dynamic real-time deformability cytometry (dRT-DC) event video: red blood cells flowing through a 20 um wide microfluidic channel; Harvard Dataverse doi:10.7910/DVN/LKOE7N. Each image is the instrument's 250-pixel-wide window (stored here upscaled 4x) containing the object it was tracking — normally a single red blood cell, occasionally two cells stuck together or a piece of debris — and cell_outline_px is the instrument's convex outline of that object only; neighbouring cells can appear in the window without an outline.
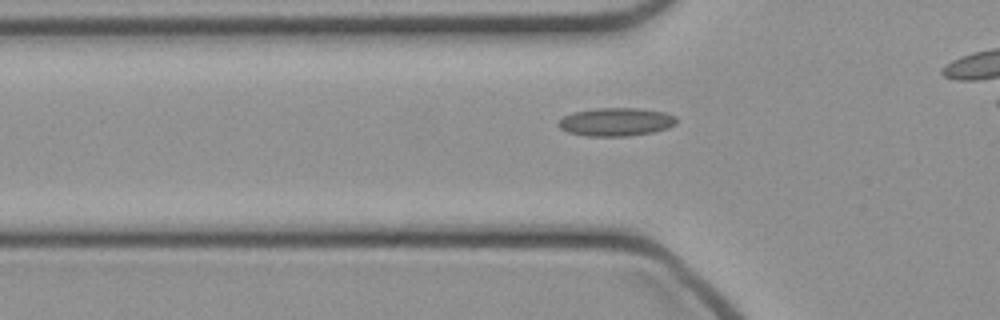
{"species": "common noctule bat (a hibernating species)", "species_latin": "Nyctalus noctula", "temperature_condition": "cold", "stored_images_in_passage": 37, "camera_frame_rate_fps": 3000, "um_per_image_px": 0.085, "animal": {"sex": "female", "body_mass_g": 21.9}, "frame": {"image": 1, "passage_image": 14, "time_ms": 4.333, "image_size_px": [1000, 320], "cell_outline_px": [[676, 124], [668, 128], [652, 132], [628, 136], [588, 136], [568, 132], [560, 128], [556, 124], [564, 116], [572, 112], [596, 108], [640, 108], [664, 112], [676, 116]], "centroid_in_image_um": [52.36, 10.35], "position_along_channel_um": 73.4, "area_um2": 19.48}}
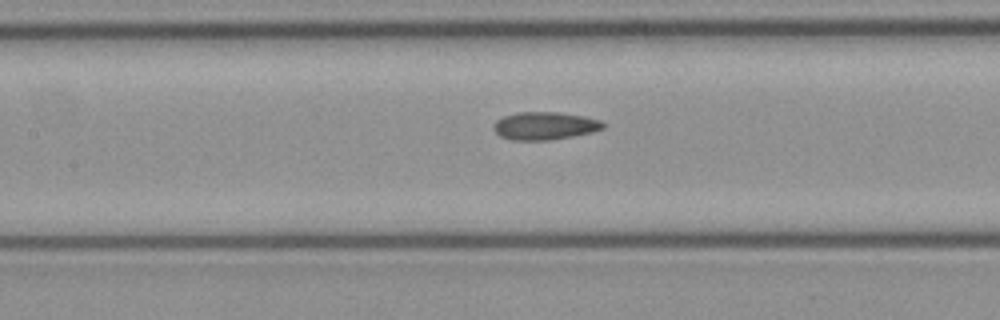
{"frame": {"image": 2, "passage_image": 20, "time_ms": 6.333, "image_size_px": [1000, 320], "cell_outline_px": [[604, 128], [592, 132], [572, 136], [548, 140], [512, 140], [500, 136], [492, 128], [492, 124], [496, 120], [504, 116], [516, 112], [560, 112], [584, 116], [600, 120], [604, 124]], "centroid_in_image_um": [46.27, 10.69], "position_along_channel_um": 161.1, "area_um2": 17.8}}
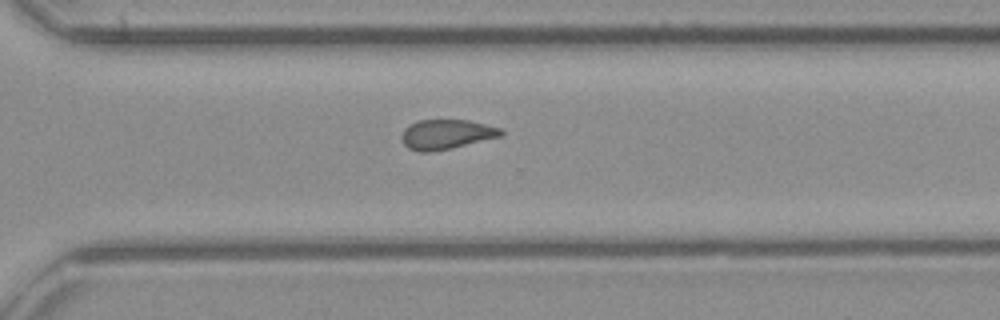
{"frame": {"image": 3, "passage_image": 32, "time_ms": 10.333, "image_size_px": [1000, 320], "cell_outline_px": [[504, 136], [452, 148], [428, 152], [420, 152], [408, 148], [404, 144], [400, 136], [404, 128], [408, 124], [416, 120], [468, 120], [500, 128], [504, 132]], "centroid_in_image_um": [37.93, 11.42], "position_along_channel_um": 332.7, "area_um2": 17.4}}